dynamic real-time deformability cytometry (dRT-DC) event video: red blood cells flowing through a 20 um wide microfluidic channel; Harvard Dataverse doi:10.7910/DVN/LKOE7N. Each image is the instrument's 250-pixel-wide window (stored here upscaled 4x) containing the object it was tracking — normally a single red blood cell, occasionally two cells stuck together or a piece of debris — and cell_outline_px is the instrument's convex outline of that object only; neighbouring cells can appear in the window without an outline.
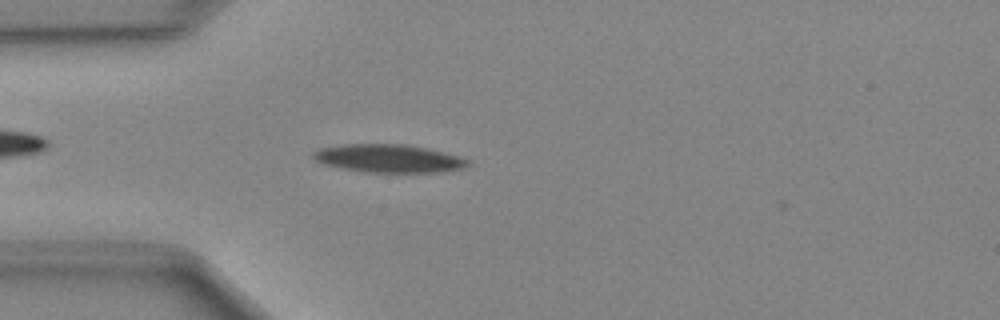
{"species": "Egyptian fruit bat (a non-hibernating species)", "species_latin": "Rousettus aegyptiacus", "temperature_condition": "cold", "stored_images_in_passage": 5, "camera_frame_rate_fps": 3000, "um_per_image_px": 0.085, "animal": {"sex": "female"}, "frame": {"image": 1, "passage_image": 4, "time_ms": 1.0, "image_size_px": [1000, 320], "cell_outline_px": [[472, 164], [464, 168], [440, 172], [368, 172], [344, 168], [324, 164], [316, 160], [312, 156], [312, 152], [320, 148], [344, 144], [404, 144], [428, 148], [460, 156], [472, 160]], "centroid_in_image_um": [33.11, 13.46], "position_along_channel_um": 51.9, "area_um2": 25.37}}